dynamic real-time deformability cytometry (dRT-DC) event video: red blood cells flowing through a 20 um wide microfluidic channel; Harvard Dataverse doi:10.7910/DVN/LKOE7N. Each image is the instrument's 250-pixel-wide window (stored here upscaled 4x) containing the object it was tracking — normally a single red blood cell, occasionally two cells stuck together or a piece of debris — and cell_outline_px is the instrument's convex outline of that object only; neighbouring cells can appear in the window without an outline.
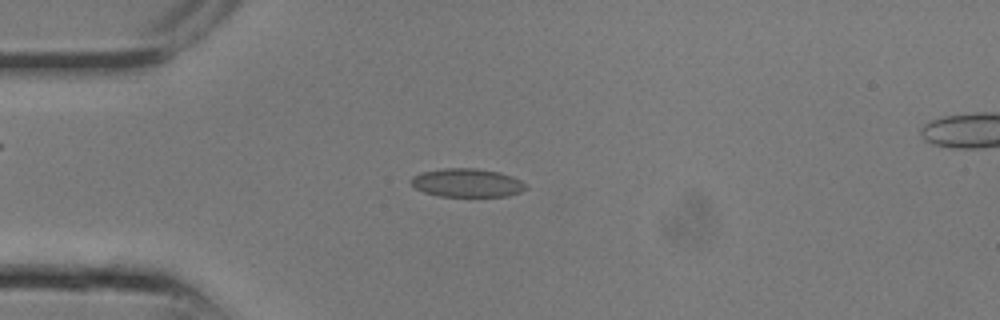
{"species": "common noctule bat (a hibernating species)", "species_latin": "Nyctalus noctula", "temperature_condition": "room temperature", "stored_images_in_passage": 8, "camera_frame_rate_fps": 3000, "um_per_image_px": 0.085, "animal": {"sex": "male", "body_mass_g": 13.3}, "frame": {"image": 1, "passage_image": 6, "time_ms": 1.667, "image_size_px": [1000, 320], "cell_outline_px": [[528, 188], [520, 192], [508, 196], [440, 196], [424, 192], [416, 188], [408, 180], [412, 176], [424, 172], [444, 168], [476, 168], [500, 172], [512, 176], [520, 180]], "centroid_in_image_um": [39.7, 15.53], "position_along_channel_um": 45.3, "area_um2": 19.02}}